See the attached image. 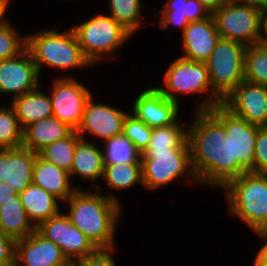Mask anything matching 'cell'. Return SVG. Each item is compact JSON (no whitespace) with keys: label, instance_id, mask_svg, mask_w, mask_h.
I'll list each match as a JSON object with an SVG mask.
<instances>
[{"label":"cell","instance_id":"6da1fadb","mask_svg":"<svg viewBox=\"0 0 267 266\" xmlns=\"http://www.w3.org/2000/svg\"><path fill=\"white\" fill-rule=\"evenodd\" d=\"M77 189L62 205H68L65 215L97 249L115 247L116 230L121 220L122 208L115 193Z\"/></svg>","mask_w":267,"mask_h":266},{"label":"cell","instance_id":"7a4b0ae2","mask_svg":"<svg viewBox=\"0 0 267 266\" xmlns=\"http://www.w3.org/2000/svg\"><path fill=\"white\" fill-rule=\"evenodd\" d=\"M191 119L188 143L193 172L199 185L218 188L221 123L209 111H195Z\"/></svg>","mask_w":267,"mask_h":266},{"label":"cell","instance_id":"3957f363","mask_svg":"<svg viewBox=\"0 0 267 266\" xmlns=\"http://www.w3.org/2000/svg\"><path fill=\"white\" fill-rule=\"evenodd\" d=\"M26 48L41 76L44 66L63 72L93 66L82 53L71 27L62 32L44 28L41 31L27 34Z\"/></svg>","mask_w":267,"mask_h":266},{"label":"cell","instance_id":"277c9868","mask_svg":"<svg viewBox=\"0 0 267 266\" xmlns=\"http://www.w3.org/2000/svg\"><path fill=\"white\" fill-rule=\"evenodd\" d=\"M163 86H155L166 98L180 103V97L187 94H201L195 111H209L222 104V99L212 90L209 72L204 62H196L181 56L176 57L163 74Z\"/></svg>","mask_w":267,"mask_h":266},{"label":"cell","instance_id":"5b68a950","mask_svg":"<svg viewBox=\"0 0 267 266\" xmlns=\"http://www.w3.org/2000/svg\"><path fill=\"white\" fill-rule=\"evenodd\" d=\"M228 212L254 233L267 221V174L245 172L223 188Z\"/></svg>","mask_w":267,"mask_h":266},{"label":"cell","instance_id":"8992f818","mask_svg":"<svg viewBox=\"0 0 267 266\" xmlns=\"http://www.w3.org/2000/svg\"><path fill=\"white\" fill-rule=\"evenodd\" d=\"M85 58L96 65L102 58L111 59L132 35L111 16L98 13L79 24L71 25ZM111 57V58H110Z\"/></svg>","mask_w":267,"mask_h":266},{"label":"cell","instance_id":"52a82bcc","mask_svg":"<svg viewBox=\"0 0 267 266\" xmlns=\"http://www.w3.org/2000/svg\"><path fill=\"white\" fill-rule=\"evenodd\" d=\"M143 187L150 191L164 188L182 178L186 183H198L191 165L190 148H174L162 152L141 154ZM185 177V178H183Z\"/></svg>","mask_w":267,"mask_h":266},{"label":"cell","instance_id":"ba28073f","mask_svg":"<svg viewBox=\"0 0 267 266\" xmlns=\"http://www.w3.org/2000/svg\"><path fill=\"white\" fill-rule=\"evenodd\" d=\"M220 38L245 46L262 43L261 10L241 0H226L212 13Z\"/></svg>","mask_w":267,"mask_h":266},{"label":"cell","instance_id":"9c48e42d","mask_svg":"<svg viewBox=\"0 0 267 266\" xmlns=\"http://www.w3.org/2000/svg\"><path fill=\"white\" fill-rule=\"evenodd\" d=\"M244 44L219 38L211 56L205 62L212 90L224 100L244 81Z\"/></svg>","mask_w":267,"mask_h":266},{"label":"cell","instance_id":"30bf717a","mask_svg":"<svg viewBox=\"0 0 267 266\" xmlns=\"http://www.w3.org/2000/svg\"><path fill=\"white\" fill-rule=\"evenodd\" d=\"M209 112L225 127L230 163H238L246 172L253 173L254 148L260 126L232 114L222 104L214 106Z\"/></svg>","mask_w":267,"mask_h":266},{"label":"cell","instance_id":"8fae6325","mask_svg":"<svg viewBox=\"0 0 267 266\" xmlns=\"http://www.w3.org/2000/svg\"><path fill=\"white\" fill-rule=\"evenodd\" d=\"M49 96L52 116L67 124L74 131L79 128L91 91L72 75L56 77Z\"/></svg>","mask_w":267,"mask_h":266},{"label":"cell","instance_id":"7c38bea8","mask_svg":"<svg viewBox=\"0 0 267 266\" xmlns=\"http://www.w3.org/2000/svg\"><path fill=\"white\" fill-rule=\"evenodd\" d=\"M36 230L58 245L69 260L76 261L97 250L88 237L70 222L64 212L42 222Z\"/></svg>","mask_w":267,"mask_h":266},{"label":"cell","instance_id":"4fadbf2b","mask_svg":"<svg viewBox=\"0 0 267 266\" xmlns=\"http://www.w3.org/2000/svg\"><path fill=\"white\" fill-rule=\"evenodd\" d=\"M40 73L31 54L25 48L19 55L0 60V95H11V100L39 86Z\"/></svg>","mask_w":267,"mask_h":266},{"label":"cell","instance_id":"5bb4252c","mask_svg":"<svg viewBox=\"0 0 267 266\" xmlns=\"http://www.w3.org/2000/svg\"><path fill=\"white\" fill-rule=\"evenodd\" d=\"M232 114L248 123L267 127V87L242 81L223 101Z\"/></svg>","mask_w":267,"mask_h":266},{"label":"cell","instance_id":"9a60e30c","mask_svg":"<svg viewBox=\"0 0 267 266\" xmlns=\"http://www.w3.org/2000/svg\"><path fill=\"white\" fill-rule=\"evenodd\" d=\"M93 95L88 100L82 122L77 129L78 135L86 139L85 134L102 141L122 134L123 123L128 111L121 110L120 107L111 106L106 103L93 101ZM96 137V138H95Z\"/></svg>","mask_w":267,"mask_h":266},{"label":"cell","instance_id":"2e32d148","mask_svg":"<svg viewBox=\"0 0 267 266\" xmlns=\"http://www.w3.org/2000/svg\"><path fill=\"white\" fill-rule=\"evenodd\" d=\"M138 93L130 113L147 126L166 127L180 119L181 104L166 98L155 86Z\"/></svg>","mask_w":267,"mask_h":266},{"label":"cell","instance_id":"e0dca14e","mask_svg":"<svg viewBox=\"0 0 267 266\" xmlns=\"http://www.w3.org/2000/svg\"><path fill=\"white\" fill-rule=\"evenodd\" d=\"M67 260L61 248L37 230L16 241L15 266H57Z\"/></svg>","mask_w":267,"mask_h":266},{"label":"cell","instance_id":"ac0fdd59","mask_svg":"<svg viewBox=\"0 0 267 266\" xmlns=\"http://www.w3.org/2000/svg\"><path fill=\"white\" fill-rule=\"evenodd\" d=\"M220 35L213 16L190 22L182 33L183 58L206 62L212 54Z\"/></svg>","mask_w":267,"mask_h":266},{"label":"cell","instance_id":"d6986e66","mask_svg":"<svg viewBox=\"0 0 267 266\" xmlns=\"http://www.w3.org/2000/svg\"><path fill=\"white\" fill-rule=\"evenodd\" d=\"M32 183L43 188L63 203L77 189L83 188L71 184L72 180L70 179L69 172L57 167L53 163L45 161L39 155H37L35 160Z\"/></svg>","mask_w":267,"mask_h":266},{"label":"cell","instance_id":"ffe728a7","mask_svg":"<svg viewBox=\"0 0 267 266\" xmlns=\"http://www.w3.org/2000/svg\"><path fill=\"white\" fill-rule=\"evenodd\" d=\"M157 16L158 27L166 30L171 25L183 33L190 22L200 21L212 13L198 0H167Z\"/></svg>","mask_w":267,"mask_h":266},{"label":"cell","instance_id":"44dd1931","mask_svg":"<svg viewBox=\"0 0 267 266\" xmlns=\"http://www.w3.org/2000/svg\"><path fill=\"white\" fill-rule=\"evenodd\" d=\"M104 171L103 150L96 145L95 140L81 139L74 154L70 179L78 176L86 182H94L102 179Z\"/></svg>","mask_w":267,"mask_h":266},{"label":"cell","instance_id":"7402d4cb","mask_svg":"<svg viewBox=\"0 0 267 266\" xmlns=\"http://www.w3.org/2000/svg\"><path fill=\"white\" fill-rule=\"evenodd\" d=\"M37 155L23 146L6 149V183L18 194L32 183Z\"/></svg>","mask_w":267,"mask_h":266},{"label":"cell","instance_id":"603a6c76","mask_svg":"<svg viewBox=\"0 0 267 266\" xmlns=\"http://www.w3.org/2000/svg\"><path fill=\"white\" fill-rule=\"evenodd\" d=\"M74 130L51 116L35 122L23 130V147L39 152L45 146L68 137Z\"/></svg>","mask_w":267,"mask_h":266},{"label":"cell","instance_id":"cb8c5ba5","mask_svg":"<svg viewBox=\"0 0 267 266\" xmlns=\"http://www.w3.org/2000/svg\"><path fill=\"white\" fill-rule=\"evenodd\" d=\"M21 203L26 213L37 228L42 222L58 215L60 211L59 199L43 188L31 183L20 194Z\"/></svg>","mask_w":267,"mask_h":266},{"label":"cell","instance_id":"d4e9b609","mask_svg":"<svg viewBox=\"0 0 267 266\" xmlns=\"http://www.w3.org/2000/svg\"><path fill=\"white\" fill-rule=\"evenodd\" d=\"M40 89L41 86L10 100L23 130L35 122L52 116L49 93L45 94Z\"/></svg>","mask_w":267,"mask_h":266},{"label":"cell","instance_id":"484cf974","mask_svg":"<svg viewBox=\"0 0 267 266\" xmlns=\"http://www.w3.org/2000/svg\"><path fill=\"white\" fill-rule=\"evenodd\" d=\"M0 231L15 241L24 239L36 231L21 203L19 194L0 206Z\"/></svg>","mask_w":267,"mask_h":266},{"label":"cell","instance_id":"4316f807","mask_svg":"<svg viewBox=\"0 0 267 266\" xmlns=\"http://www.w3.org/2000/svg\"><path fill=\"white\" fill-rule=\"evenodd\" d=\"M188 122L178 120L166 127L152 128L148 147L144 152H162L174 148H190L188 143Z\"/></svg>","mask_w":267,"mask_h":266},{"label":"cell","instance_id":"83f0119b","mask_svg":"<svg viewBox=\"0 0 267 266\" xmlns=\"http://www.w3.org/2000/svg\"><path fill=\"white\" fill-rule=\"evenodd\" d=\"M105 185L112 191L124 192L141 184L142 181V164H114L104 165L103 177Z\"/></svg>","mask_w":267,"mask_h":266},{"label":"cell","instance_id":"f1b7e54d","mask_svg":"<svg viewBox=\"0 0 267 266\" xmlns=\"http://www.w3.org/2000/svg\"><path fill=\"white\" fill-rule=\"evenodd\" d=\"M108 14L132 36L147 23L142 20V0H108ZM144 22V23H143ZM144 24V25H143Z\"/></svg>","mask_w":267,"mask_h":266},{"label":"cell","instance_id":"f546056e","mask_svg":"<svg viewBox=\"0 0 267 266\" xmlns=\"http://www.w3.org/2000/svg\"><path fill=\"white\" fill-rule=\"evenodd\" d=\"M102 144L104 165L141 163V153L123 133L104 140Z\"/></svg>","mask_w":267,"mask_h":266},{"label":"cell","instance_id":"4dcf8cb0","mask_svg":"<svg viewBox=\"0 0 267 266\" xmlns=\"http://www.w3.org/2000/svg\"><path fill=\"white\" fill-rule=\"evenodd\" d=\"M81 139L78 133L73 131L68 137L45 146L38 155L70 173L77 144Z\"/></svg>","mask_w":267,"mask_h":266},{"label":"cell","instance_id":"1f68e13d","mask_svg":"<svg viewBox=\"0 0 267 266\" xmlns=\"http://www.w3.org/2000/svg\"><path fill=\"white\" fill-rule=\"evenodd\" d=\"M244 80L267 87V44L259 43L246 47Z\"/></svg>","mask_w":267,"mask_h":266},{"label":"cell","instance_id":"d6a6232c","mask_svg":"<svg viewBox=\"0 0 267 266\" xmlns=\"http://www.w3.org/2000/svg\"><path fill=\"white\" fill-rule=\"evenodd\" d=\"M23 144V129L16 116L14 107H0V149L18 148Z\"/></svg>","mask_w":267,"mask_h":266},{"label":"cell","instance_id":"836d02e7","mask_svg":"<svg viewBox=\"0 0 267 266\" xmlns=\"http://www.w3.org/2000/svg\"><path fill=\"white\" fill-rule=\"evenodd\" d=\"M246 171L238 163H230L228 135L221 124V141L218 162V189H222L229 181L239 177Z\"/></svg>","mask_w":267,"mask_h":266},{"label":"cell","instance_id":"e575fe53","mask_svg":"<svg viewBox=\"0 0 267 266\" xmlns=\"http://www.w3.org/2000/svg\"><path fill=\"white\" fill-rule=\"evenodd\" d=\"M20 35L8 18L0 24V60L15 57L26 48V35Z\"/></svg>","mask_w":267,"mask_h":266},{"label":"cell","instance_id":"d590c367","mask_svg":"<svg viewBox=\"0 0 267 266\" xmlns=\"http://www.w3.org/2000/svg\"><path fill=\"white\" fill-rule=\"evenodd\" d=\"M122 133L134 143L136 149L142 154L149 145L152 128L129 112L125 117Z\"/></svg>","mask_w":267,"mask_h":266},{"label":"cell","instance_id":"8d00e7d4","mask_svg":"<svg viewBox=\"0 0 267 266\" xmlns=\"http://www.w3.org/2000/svg\"><path fill=\"white\" fill-rule=\"evenodd\" d=\"M253 173L267 174V127H260L254 148Z\"/></svg>","mask_w":267,"mask_h":266},{"label":"cell","instance_id":"74e56055","mask_svg":"<svg viewBox=\"0 0 267 266\" xmlns=\"http://www.w3.org/2000/svg\"><path fill=\"white\" fill-rule=\"evenodd\" d=\"M114 248L97 249L94 253L75 261L76 266H117Z\"/></svg>","mask_w":267,"mask_h":266},{"label":"cell","instance_id":"f35d334b","mask_svg":"<svg viewBox=\"0 0 267 266\" xmlns=\"http://www.w3.org/2000/svg\"><path fill=\"white\" fill-rule=\"evenodd\" d=\"M16 241L0 231V266H15Z\"/></svg>","mask_w":267,"mask_h":266},{"label":"cell","instance_id":"ab89813d","mask_svg":"<svg viewBox=\"0 0 267 266\" xmlns=\"http://www.w3.org/2000/svg\"><path fill=\"white\" fill-rule=\"evenodd\" d=\"M18 193L11 188L8 183L4 182L0 184V206L9 200H13V196Z\"/></svg>","mask_w":267,"mask_h":266},{"label":"cell","instance_id":"60d3db41","mask_svg":"<svg viewBox=\"0 0 267 266\" xmlns=\"http://www.w3.org/2000/svg\"><path fill=\"white\" fill-rule=\"evenodd\" d=\"M263 244L254 258L255 264H267V240H262Z\"/></svg>","mask_w":267,"mask_h":266},{"label":"cell","instance_id":"b9f144b4","mask_svg":"<svg viewBox=\"0 0 267 266\" xmlns=\"http://www.w3.org/2000/svg\"><path fill=\"white\" fill-rule=\"evenodd\" d=\"M6 182V149H0V184Z\"/></svg>","mask_w":267,"mask_h":266},{"label":"cell","instance_id":"7bdbcfd3","mask_svg":"<svg viewBox=\"0 0 267 266\" xmlns=\"http://www.w3.org/2000/svg\"><path fill=\"white\" fill-rule=\"evenodd\" d=\"M202 5H204L211 13L218 10L226 0H198Z\"/></svg>","mask_w":267,"mask_h":266},{"label":"cell","instance_id":"ee69618b","mask_svg":"<svg viewBox=\"0 0 267 266\" xmlns=\"http://www.w3.org/2000/svg\"><path fill=\"white\" fill-rule=\"evenodd\" d=\"M262 43L267 44V8L261 10Z\"/></svg>","mask_w":267,"mask_h":266},{"label":"cell","instance_id":"f6af8a7d","mask_svg":"<svg viewBox=\"0 0 267 266\" xmlns=\"http://www.w3.org/2000/svg\"><path fill=\"white\" fill-rule=\"evenodd\" d=\"M9 5H10V0H0V24L7 19L6 15Z\"/></svg>","mask_w":267,"mask_h":266},{"label":"cell","instance_id":"bcb514c9","mask_svg":"<svg viewBox=\"0 0 267 266\" xmlns=\"http://www.w3.org/2000/svg\"><path fill=\"white\" fill-rule=\"evenodd\" d=\"M241 1L250 3L251 5L260 10L267 8V0H241Z\"/></svg>","mask_w":267,"mask_h":266},{"label":"cell","instance_id":"7dc6e473","mask_svg":"<svg viewBox=\"0 0 267 266\" xmlns=\"http://www.w3.org/2000/svg\"><path fill=\"white\" fill-rule=\"evenodd\" d=\"M254 233L257 235L261 240H267V221L261 225Z\"/></svg>","mask_w":267,"mask_h":266},{"label":"cell","instance_id":"c3c4849f","mask_svg":"<svg viewBox=\"0 0 267 266\" xmlns=\"http://www.w3.org/2000/svg\"><path fill=\"white\" fill-rule=\"evenodd\" d=\"M57 266H76L75 260H67L65 263H62L60 265Z\"/></svg>","mask_w":267,"mask_h":266},{"label":"cell","instance_id":"681fc988","mask_svg":"<svg viewBox=\"0 0 267 266\" xmlns=\"http://www.w3.org/2000/svg\"><path fill=\"white\" fill-rule=\"evenodd\" d=\"M258 266H267V264H256Z\"/></svg>","mask_w":267,"mask_h":266}]
</instances>
